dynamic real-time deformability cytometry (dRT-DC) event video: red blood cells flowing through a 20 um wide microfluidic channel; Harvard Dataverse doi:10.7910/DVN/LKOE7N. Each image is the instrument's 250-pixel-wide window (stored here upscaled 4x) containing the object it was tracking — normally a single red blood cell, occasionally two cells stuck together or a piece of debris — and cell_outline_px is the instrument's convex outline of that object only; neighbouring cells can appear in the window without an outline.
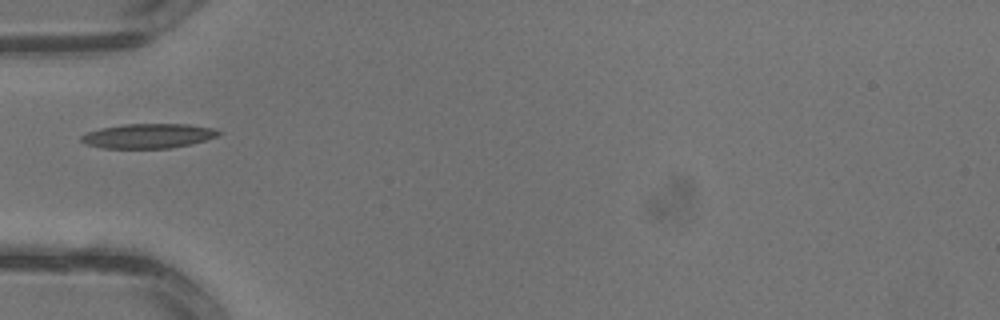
{"species": "common noctule bat (a hibernating species)", "species_latin": "Nyctalus noctula", "temperature_condition": "warm", "stored_images_in_passage": 2, "camera_frame_rate_fps": 3000, "um_per_image_px": 0.085, "animal": {"sex": "male", "body_mass_g": 13.3}, "frame": {"image": 1, "passage_image": 2, "time_ms": 0.333, "image_size_px": [1000, 320], "cell_outline_px": [[220, 132], [216, 136], [204, 140], [188, 144], [168, 148], [104, 148], [88, 144], [80, 140], [80, 136], [88, 132], [100, 128], [124, 124], [188, 124], [212, 128]], "centroid_in_image_um": [12.55, 11.54], "position_along_channel_um": 72.4, "area_um2": 19.31}}